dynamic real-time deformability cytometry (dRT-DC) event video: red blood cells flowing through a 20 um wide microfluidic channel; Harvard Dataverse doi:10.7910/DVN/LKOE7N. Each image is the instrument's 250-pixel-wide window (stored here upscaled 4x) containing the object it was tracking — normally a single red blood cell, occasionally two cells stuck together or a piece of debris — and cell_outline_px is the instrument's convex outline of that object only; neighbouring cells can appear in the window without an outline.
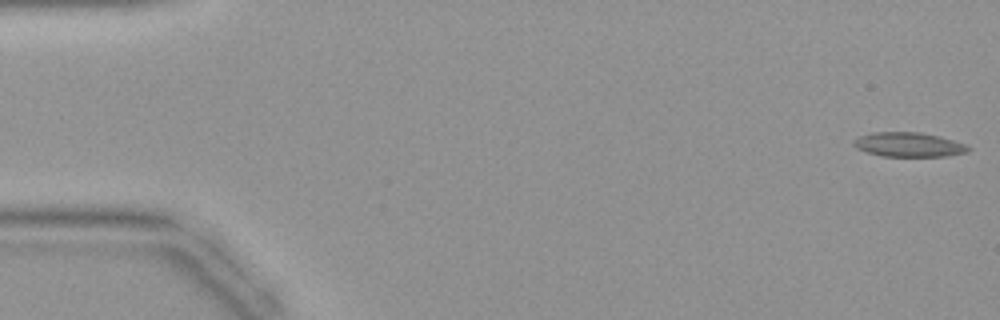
{"species": "common noctule bat (a hibernating species)", "species_latin": "Nyctalus noctula", "temperature_condition": "warm", "stored_images_in_passage": 43, "camera_frame_rate_fps": 3000, "um_per_image_px": 0.085, "animal": {"sex": "female", "body_mass_g": 19.9}, "frame": {"image": 1, "passage_image": 1, "time_ms": 0.0, "image_size_px": [1000, 320], "cell_outline_px": [[972, 148], [968, 152], [944, 156], [880, 156], [856, 148], [852, 144], [852, 140], [860, 136], [872, 132], [920, 132], [940, 136], [964, 144]], "centroid_in_image_um": [77.21, 12.29], "position_along_channel_um": 7.8, "area_um2": 16.3}}
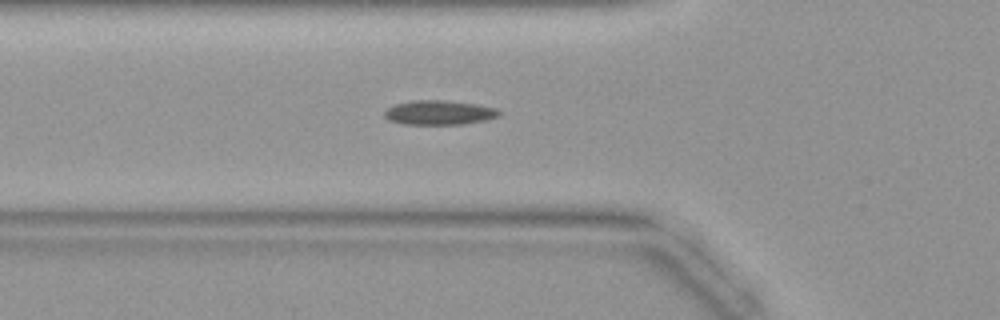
{"frame": {"image": 2, "passage_image": 15, "time_ms": 4.667, "image_size_px": [1000, 320], "cell_outline_px": [[500, 116], [484, 120], [460, 124], [404, 124], [388, 120], [384, 116], [384, 112], [388, 108], [396, 104], [412, 100], [448, 100], [480, 104], [496, 108], [500, 112]], "centroid_in_image_um": [37.34, 9.56], "position_along_channel_um": 88.5, "area_um2": 16.36}}
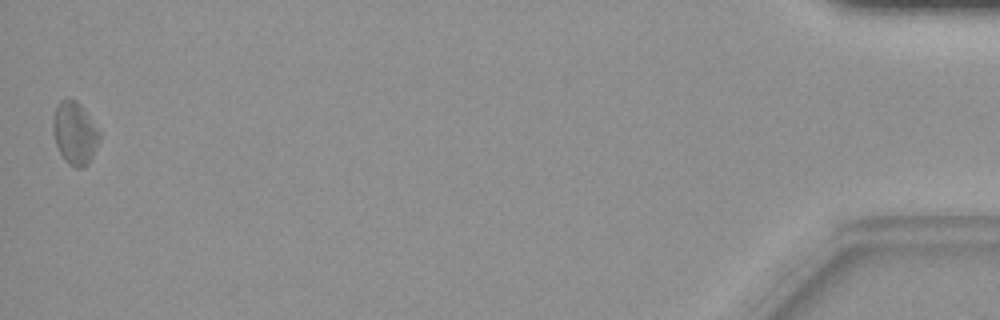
{"frame": {"image": 3, "passage_image": 43, "time_ms": 14.0, "image_size_px": [1000, 320], "cell_outline_px": [[100, 140], [88, 164], [80, 168], [76, 168], [68, 164], [64, 160], [56, 144], [52, 132], [52, 120], [56, 104], [60, 100], [76, 100], [80, 104], [100, 132]], "centroid_in_image_um": [6.33, 11.32], "position_along_channel_um": 428.9, "area_um2": 16.94}}